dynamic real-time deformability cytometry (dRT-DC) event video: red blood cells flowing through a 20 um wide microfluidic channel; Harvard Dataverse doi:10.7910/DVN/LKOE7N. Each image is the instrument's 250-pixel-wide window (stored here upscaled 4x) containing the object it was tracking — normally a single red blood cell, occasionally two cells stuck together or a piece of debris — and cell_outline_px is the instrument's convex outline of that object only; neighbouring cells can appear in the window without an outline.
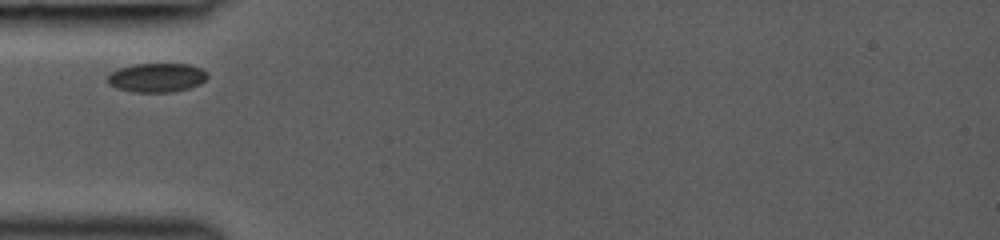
{"species": "common noctule bat (a hibernating species)", "species_latin": "Nyctalus noctula", "temperature_condition": "room temperature", "stored_images_in_passage": 18, "camera_frame_rate_fps": 3000, "um_per_image_px": 0.085, "animal": {"sex": "female", "body_mass_g": 19.0, "forearm_length_mm": 53.3}, "frame": {"image": 1, "passage_image": 1, "time_ms": 0.0, "image_size_px": [1000, 240], "cell_outline_px": [[208, 76], [200, 84], [188, 88], [172, 92], [132, 92], [116, 88], [108, 84], [108, 76], [112, 72], [120, 68], [136, 64], [188, 64], [200, 68], [208, 72]], "centroid_in_image_um": [13.33, 6.6], "position_along_channel_um": 71.7, "area_um2": 16.82}}
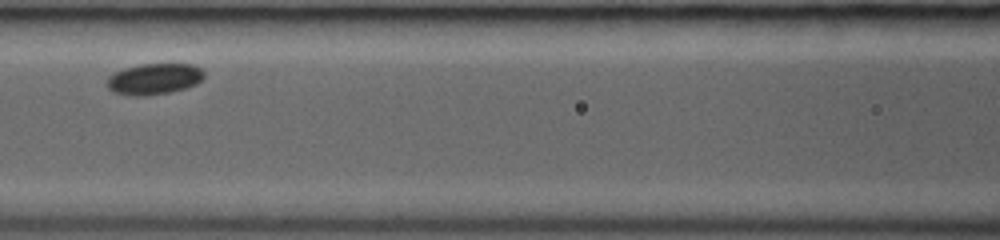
{"frame": {"image": 2, "passage_image": 13, "time_ms": 2.0, "image_size_px": [1000, 240], "cell_outline_px": [[204, 76], [196, 84], [188, 88], [168, 92], [144, 96], [128, 96], [112, 92], [108, 88], [108, 76], [124, 68], [140, 64], [192, 64], [200, 68], [204, 72]], "centroid_in_image_um": [13.09, 6.72], "position_along_channel_um": 153.5, "area_um2": 17.63}}
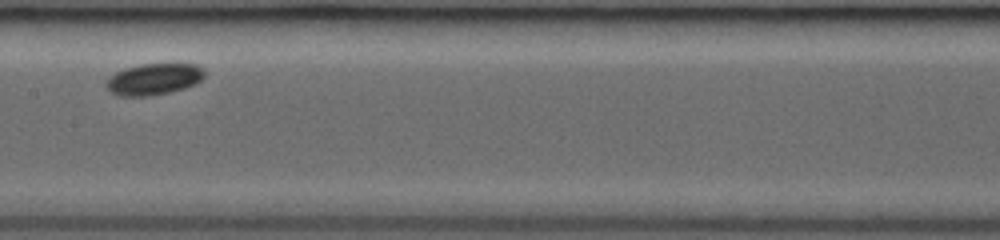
{"frame": {"image": 3, "passage_image": 17, "time_ms": 3.0, "image_size_px": [1000, 240], "cell_outline_px": [[204, 76], [196, 84], [184, 88], [168, 92], [148, 96], [120, 96], [112, 92], [104, 84], [108, 76], [124, 68], [140, 64], [196, 64], [204, 68]], "centroid_in_image_um": [13.06, 6.72], "position_along_channel_um": 194.3, "area_um2": 18.03}}